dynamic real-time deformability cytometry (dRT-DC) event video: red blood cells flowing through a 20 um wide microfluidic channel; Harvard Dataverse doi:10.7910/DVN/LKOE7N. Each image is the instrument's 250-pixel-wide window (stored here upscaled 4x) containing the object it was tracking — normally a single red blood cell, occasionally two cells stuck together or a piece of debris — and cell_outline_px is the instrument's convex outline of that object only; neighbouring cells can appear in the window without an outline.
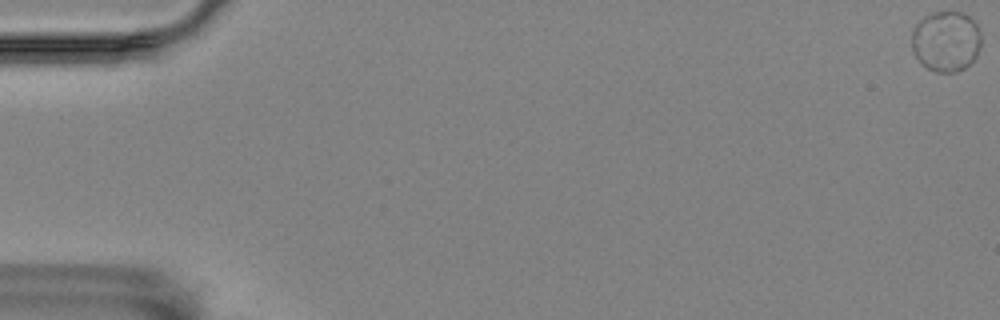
{"species": "Egyptian fruit bat (a non-hibernating species)", "species_latin": "Rousettus aegyptiacus", "temperature_condition": "room temperature", "stored_images_in_passage": 60, "camera_frame_rate_fps": 3000, "um_per_image_px": 0.085, "animal": {"sex": "female"}, "frame": {"image": 1, "passage_image": 1, "time_ms": 0.0, "image_size_px": [1000, 320], "cell_outline_px": [[980, 48], [976, 56], [964, 68], [956, 72], [936, 72], [920, 64], [912, 52], [912, 32], [916, 24], [924, 16], [932, 12], [960, 12], [968, 16], [980, 28]], "centroid_in_image_um": [80.39, 3.51], "position_along_channel_um": 4.6, "area_um2": 24.62}}
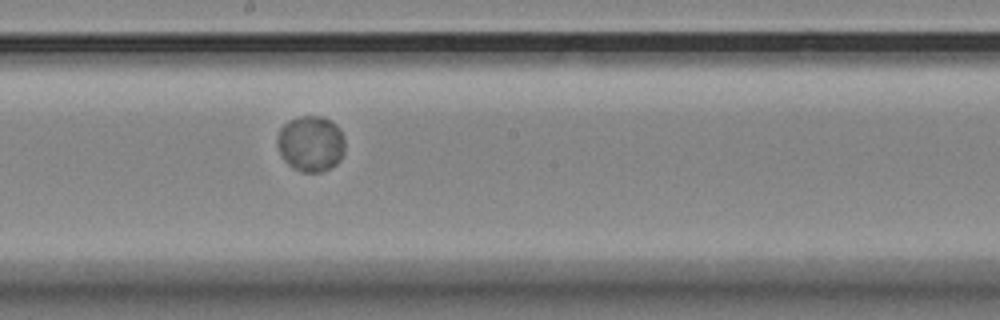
{"frame": {"image": 2, "passage_image": 34, "time_ms": 11.0, "image_size_px": [1000, 320], "cell_outline_px": [[344, 152], [340, 160], [336, 164], [320, 172], [300, 172], [292, 168], [284, 160], [276, 144], [276, 136], [280, 128], [288, 120], [296, 116], [320, 116], [332, 120], [340, 128], [344, 136]], "centroid_in_image_um": [26.4, 12.19], "position_along_channel_um": 221.8, "area_um2": 22.43}}
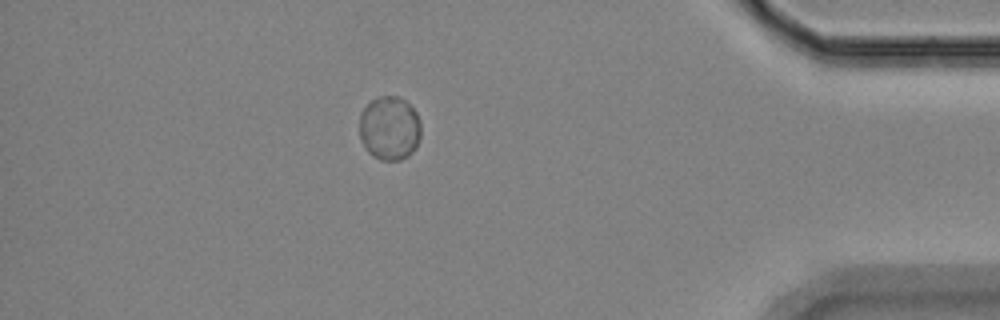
{"frame": {"image": 3, "passage_image": 53, "time_ms": 17.333, "image_size_px": [1000, 320], "cell_outline_px": [[420, 136], [416, 148], [408, 156], [400, 160], [380, 160], [372, 156], [368, 152], [360, 136], [360, 112], [376, 96], [400, 96], [416, 112], [420, 120]], "centroid_in_image_um": [33.11, 10.89], "position_along_channel_um": 402.1, "area_um2": 23.0}, "authors_computed_cell_mechanics": {"area_um2": 22.8021, "velocity_mm_per_s": 3.4273, "shape_relaxation_time_tau1_ms": 2.5959, "shape_relaxation_time_tau2_ms": null, "deformation_change_tau1": 0.0235, "deformation_change_tau2": null}}